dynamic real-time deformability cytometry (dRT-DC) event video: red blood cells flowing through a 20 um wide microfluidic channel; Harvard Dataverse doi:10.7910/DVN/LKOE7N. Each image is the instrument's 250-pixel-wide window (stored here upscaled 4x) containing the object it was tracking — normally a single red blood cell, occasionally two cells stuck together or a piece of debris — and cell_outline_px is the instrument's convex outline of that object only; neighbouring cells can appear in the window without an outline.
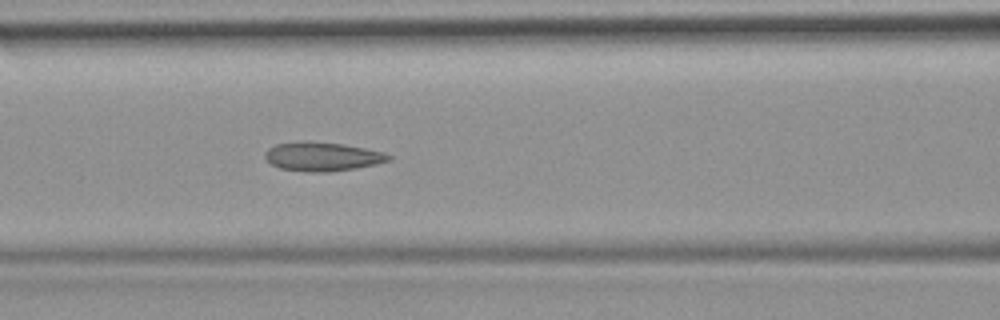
{"species": "common noctule bat (a hibernating species)", "species_latin": "Nyctalus noctula", "temperature_condition": "room temperature", "stored_images_in_passage": 51, "camera_frame_rate_fps": 3000, "um_per_image_px": 0.085, "animal": {"sex": "female", "body_mass_g": 19.9}, "frame": {"image": 1, "passage_image": 22, "time_ms": 7.0, "image_size_px": [1000, 320], "cell_outline_px": [[392, 156], [388, 160], [356, 168], [328, 172], [308, 172], [280, 168], [272, 164], [264, 156], [264, 152], [268, 148], [276, 144], [296, 140], [308, 140], [340, 144], [364, 148], [384, 152]], "centroid_in_image_um": [27.33, 13.29], "position_along_channel_um": 139.3, "area_um2": 20.81}, "authors_computed_cell_mechanics": {"area_um2": 21.097, "velocity_mm_per_s": 3.966, "shape_relaxation_time_tau1_ms": null, "shape_relaxation_time_tau2_ms": 2.2484, "deformation_change_tau1": null, "deformation_change_tau2": 0.1044}}